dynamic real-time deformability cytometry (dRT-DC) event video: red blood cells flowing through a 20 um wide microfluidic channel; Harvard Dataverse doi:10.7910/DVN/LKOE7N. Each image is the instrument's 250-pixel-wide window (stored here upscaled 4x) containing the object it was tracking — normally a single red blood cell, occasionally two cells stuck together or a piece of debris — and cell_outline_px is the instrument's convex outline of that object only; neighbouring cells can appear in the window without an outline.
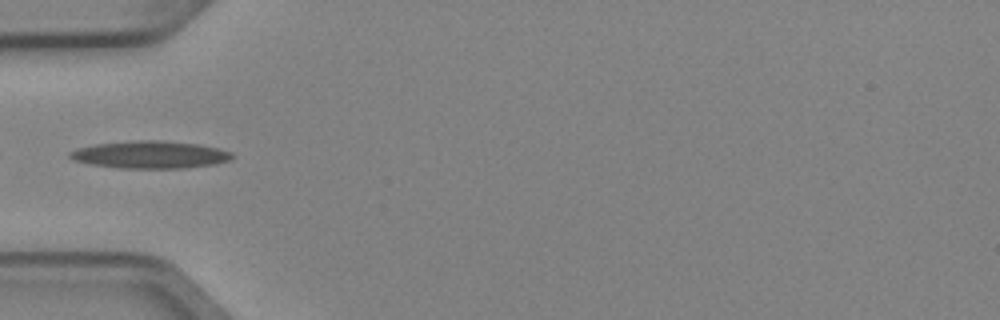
{"species": "Egyptian fruit bat (a non-hibernating species)", "species_latin": "Rousettus aegyptiacus", "temperature_condition": "cold", "stored_images_in_passage": 5, "camera_frame_rate_fps": 3000, "um_per_image_px": 0.085, "animal": {"sex": "female"}, "frame": {"image": 1, "passage_image": 5, "time_ms": 1.333, "image_size_px": [1000, 320], "cell_outline_px": [[232, 156], [228, 160], [216, 164], [184, 168], [116, 168], [92, 164], [72, 160], [68, 156], [68, 152], [80, 148], [96, 144], [136, 140], [160, 140], [196, 144], [216, 148], [232, 152]], "centroid_in_image_um": [12.73, 13.15], "position_along_channel_um": 72.3, "area_um2": 25.72}}